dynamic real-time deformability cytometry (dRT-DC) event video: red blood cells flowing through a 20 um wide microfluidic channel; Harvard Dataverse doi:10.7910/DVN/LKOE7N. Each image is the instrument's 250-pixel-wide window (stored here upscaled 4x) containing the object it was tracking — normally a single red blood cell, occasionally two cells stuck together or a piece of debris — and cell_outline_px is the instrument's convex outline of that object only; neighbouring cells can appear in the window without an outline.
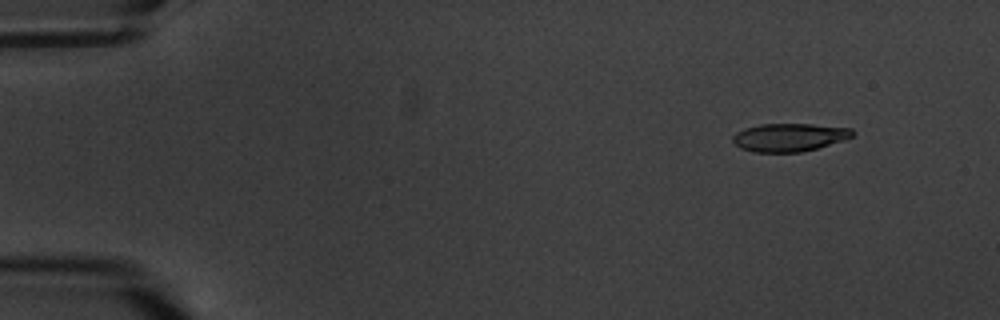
{"species": "common noctule bat (a hibernating species)", "species_latin": "Nyctalus noctula", "temperature_condition": "warm", "stored_images_in_passage": 5, "camera_frame_rate_fps": 3000, "um_per_image_px": 0.085, "animal": {"sex": "male", "body_mass_g": 20.1, "forearm_length_mm": 53.5}, "frame": {"image": 1, "passage_image": 2, "time_ms": 1.0, "image_size_px": [1000, 320], "cell_outline_px": [[856, 132], [852, 136], [844, 140], [816, 148], [800, 152], [752, 152], [740, 148], [732, 140], [732, 136], [736, 132], [744, 128], [760, 124], [812, 124], [852, 128]], "centroid_in_image_um": [67.08, 11.67], "position_along_channel_um": 17.9, "area_um2": 19.65}}